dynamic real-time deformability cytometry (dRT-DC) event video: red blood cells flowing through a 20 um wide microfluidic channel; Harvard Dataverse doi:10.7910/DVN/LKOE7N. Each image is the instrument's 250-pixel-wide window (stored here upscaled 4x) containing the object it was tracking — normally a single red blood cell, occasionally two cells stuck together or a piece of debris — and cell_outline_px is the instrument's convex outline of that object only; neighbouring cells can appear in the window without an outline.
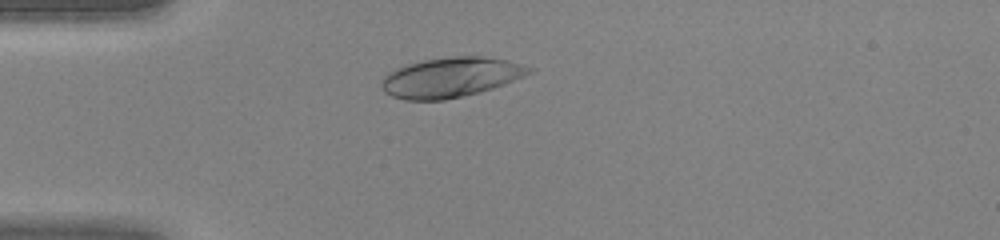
{"species": "human", "species_latin": "Homo sapiens", "temperature_condition": "warm", "stored_images_in_passage": 35, "camera_frame_rate_fps": 3000, "um_per_image_px": 0.085, "donor": {"sex": "female"}, "frame": {"image": 1, "passage_image": 2, "time_ms": 0.333, "image_size_px": [1000, 240], "cell_outline_px": [[536, 68], [532, 72], [524, 76], [504, 84], [480, 92], [444, 100], [404, 100], [392, 96], [384, 92], [380, 84], [380, 80], [384, 76], [396, 68], [408, 64], [424, 60], [456, 56], [480, 56], [504, 60]], "centroid_in_image_um": [38.29, 6.58], "position_along_channel_um": 46.7, "area_um2": 34.1}}
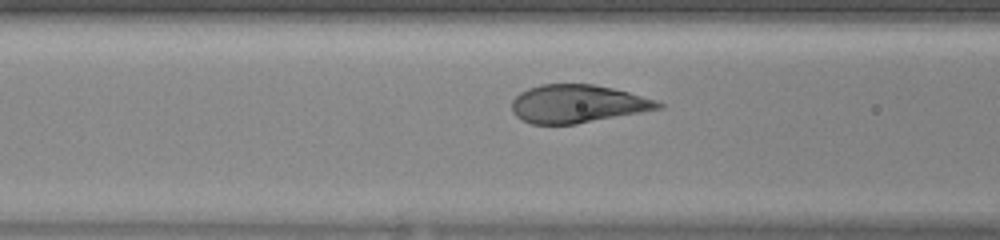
{"frame": {"image": 2, "passage_image": 8, "time_ms": 2.333, "image_size_px": [1000, 240], "cell_outline_px": [[664, 108], [576, 124], [532, 124], [516, 116], [512, 112], [512, 100], [520, 92], [528, 88], [540, 84], [592, 84], [612, 88], [628, 92], [656, 100], [664, 104]], "centroid_in_image_um": [49.09, 8.82], "position_along_channel_um": 117.5, "area_um2": 32.43}}
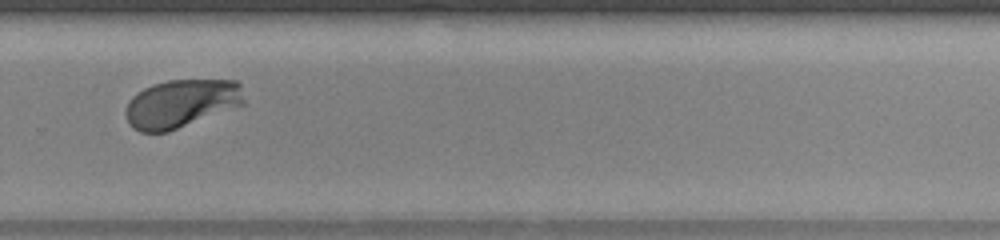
{"frame": {"image": 3, "passage_image": 21, "time_ms": 6.667, "image_size_px": [1000, 240], "cell_outline_px": [[244, 104], [168, 132], [140, 132], [132, 128], [128, 124], [124, 112], [128, 100], [136, 92], [152, 84], [168, 80], [236, 80], [240, 84], [244, 100]], "centroid_in_image_um": [15.35, 8.8], "position_along_channel_um": 314.5, "area_um2": 33.47}}